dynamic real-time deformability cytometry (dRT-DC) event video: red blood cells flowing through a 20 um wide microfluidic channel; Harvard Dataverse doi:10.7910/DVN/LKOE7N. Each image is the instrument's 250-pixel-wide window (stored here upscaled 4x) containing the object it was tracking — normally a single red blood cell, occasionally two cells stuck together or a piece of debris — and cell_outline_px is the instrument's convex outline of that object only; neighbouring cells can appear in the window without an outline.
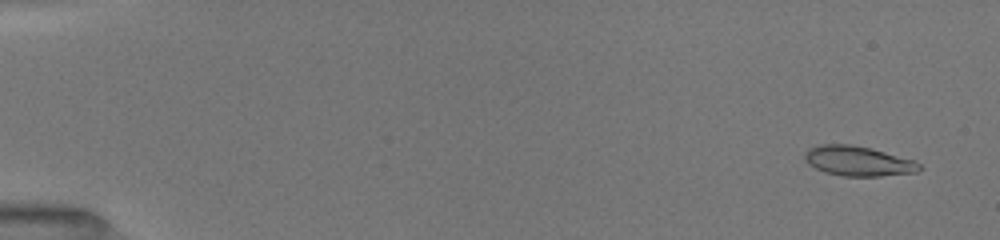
{"species": "common noctule bat (a hibernating species)", "species_latin": "Nyctalus noctula", "temperature_condition": "room temperature", "stored_images_in_passage": 25, "camera_frame_rate_fps": 3000, "um_per_image_px": 0.085, "animal": {"sex": "female", "body_mass_g": 19.5, "forearm_length_mm": 54.1}, "frame": {"image": 1, "passage_image": 3, "time_ms": 0.667, "image_size_px": [1000, 240], "cell_outline_px": [[924, 168], [916, 172], [880, 176], [844, 176], [824, 172], [808, 164], [804, 156], [804, 152], [808, 148], [816, 144], [848, 144], [868, 148], [884, 152], [912, 160], [920, 164]], "centroid_in_image_um": [72.89, 13.69], "position_along_channel_um": 12.1, "area_um2": 19.83}}
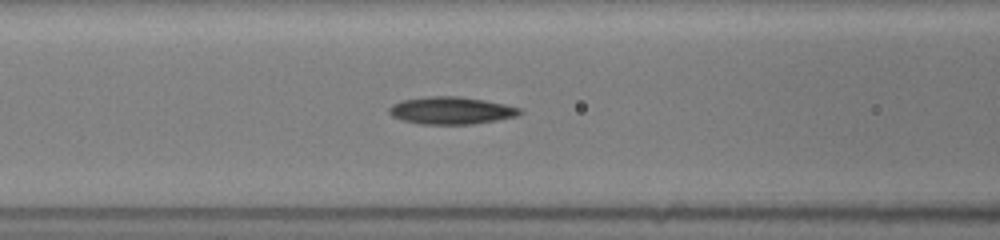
{"frame": {"image": 2, "passage_image": 19, "time_ms": 7.333, "image_size_px": [1000, 240], "cell_outline_px": [[524, 112], [516, 116], [496, 120], [472, 124], [420, 124], [404, 120], [392, 116], [388, 112], [388, 108], [392, 104], [400, 100], [428, 96], [456, 96], [484, 100], [504, 104], [520, 108]], "centroid_in_image_um": [38.32, 9.39], "position_along_channel_um": 128.3, "area_um2": 20.81}}
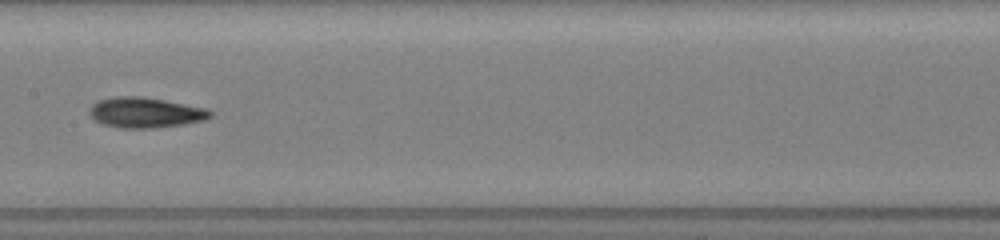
{"frame": {"image": 3, "passage_image": 24, "time_ms": 9.0, "image_size_px": [1000, 240], "cell_outline_px": [[212, 116], [204, 120], [184, 124], [156, 128], [120, 128], [104, 124], [96, 120], [88, 112], [88, 108], [92, 104], [100, 100], [116, 96], [140, 96], [164, 100], [208, 108], [212, 112]], "centroid_in_image_um": [12.37, 9.57], "position_along_channel_um": 195.0, "area_um2": 21.39}}